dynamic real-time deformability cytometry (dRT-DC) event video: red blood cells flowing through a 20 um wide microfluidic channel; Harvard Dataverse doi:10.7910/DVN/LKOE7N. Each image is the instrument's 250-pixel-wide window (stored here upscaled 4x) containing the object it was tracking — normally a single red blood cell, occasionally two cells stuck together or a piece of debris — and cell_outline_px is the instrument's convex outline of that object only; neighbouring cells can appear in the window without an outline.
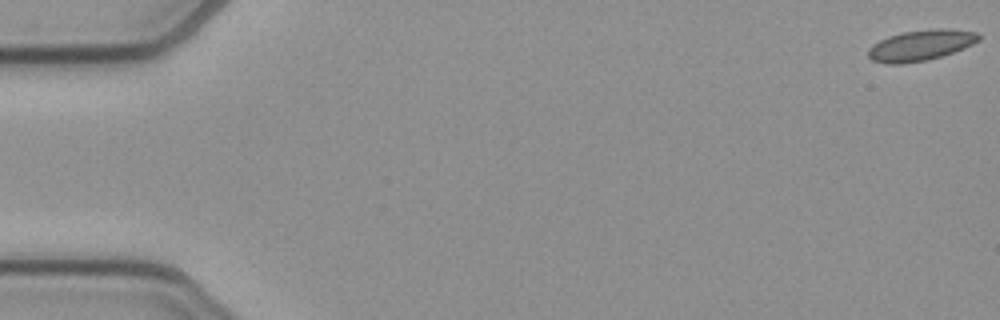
{"species": "common noctule bat (a hibernating species)", "species_latin": "Nyctalus noctula", "temperature_condition": "cold", "stored_images_in_passage": 53, "camera_frame_rate_fps": 3000, "um_per_image_px": 0.085, "animal": {"sex": "female", "body_mass_g": 21.9}, "frame": {"image": 1, "passage_image": 1, "time_ms": 0.0, "image_size_px": [1000, 320], "cell_outline_px": [[980, 40], [964, 48], [940, 56], [924, 60], [904, 64], [884, 64], [872, 60], [868, 56], [868, 48], [872, 44], [888, 36], [904, 32], [932, 28], [948, 28], [976, 32], [980, 36]], "centroid_in_image_um": [78.23, 3.84], "position_along_channel_um": 6.8, "area_um2": 19.83}}
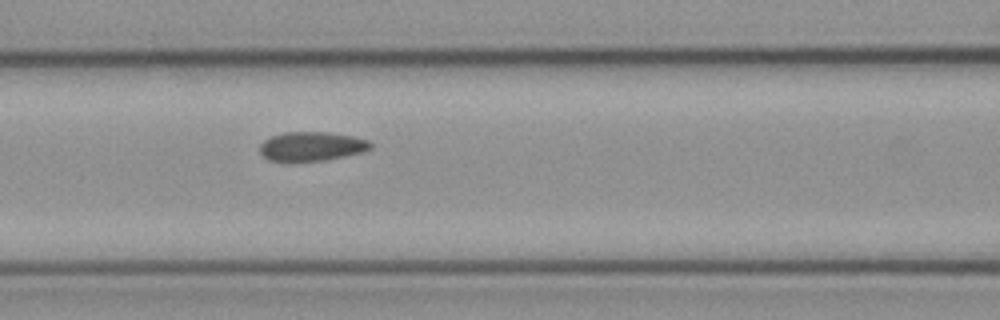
{"frame": {"image": 2, "passage_image": 23, "time_ms": 7.333, "image_size_px": [1000, 320], "cell_outline_px": [[372, 148], [364, 152], [328, 160], [292, 164], [284, 164], [268, 160], [260, 152], [260, 144], [264, 140], [272, 136], [284, 132], [328, 132], [352, 136], [368, 140], [372, 144]], "centroid_in_image_um": [26.45, 12.49], "position_along_channel_um": 140.1, "area_um2": 19.65}}
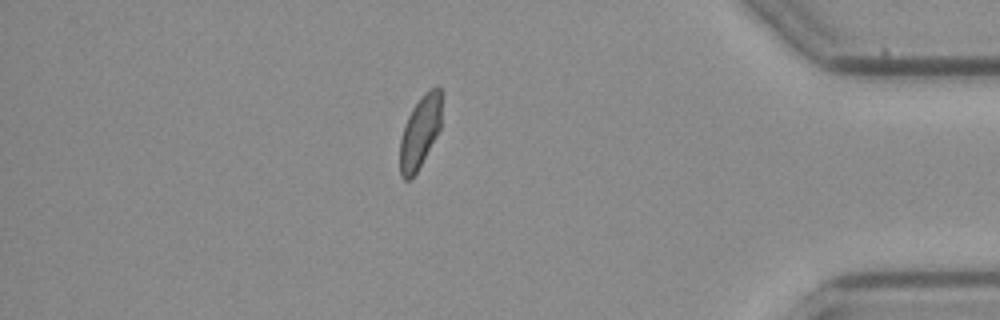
{"frame": {"image": 3, "passage_image": 46, "time_ms": 15.0, "image_size_px": [1000, 320], "cell_outline_px": [[440, 128], [436, 136], [412, 180], [404, 180], [400, 176], [400, 140], [408, 116], [412, 108], [420, 96], [424, 92], [436, 84], [440, 88]], "centroid_in_image_um": [35.68, 11.22], "position_along_channel_um": 399.5, "area_um2": 17.4}, "authors_computed_cell_mechanics": {"area_um2": 19.1896, "velocity_mm_per_s": 3.8964, "shape_relaxation_time_tau1_ms": 9.0261, "shape_relaxation_time_tau2_ms": 0.584, "deformation_change_tau1": 0.1221, "deformation_change_tau2": 0.0584}}